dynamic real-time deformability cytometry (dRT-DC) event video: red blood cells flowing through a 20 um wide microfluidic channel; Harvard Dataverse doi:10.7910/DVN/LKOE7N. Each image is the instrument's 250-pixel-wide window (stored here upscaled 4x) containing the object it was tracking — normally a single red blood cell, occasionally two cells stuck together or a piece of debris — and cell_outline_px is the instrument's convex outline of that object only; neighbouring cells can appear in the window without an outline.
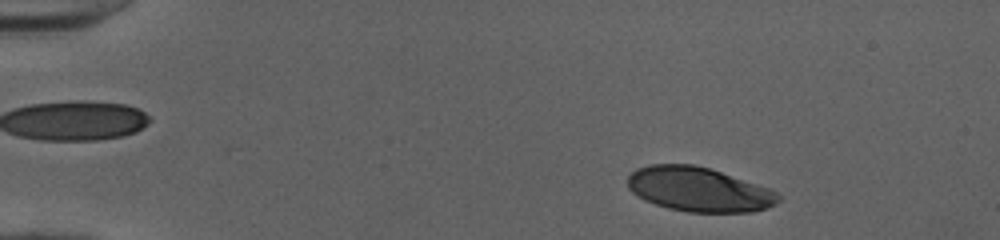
{"species": "human", "species_latin": "Homo sapiens", "temperature_condition": "cold", "stored_images_in_passage": 42, "camera_frame_rate_fps": 3000, "um_per_image_px": 0.085, "donor": {"sex": "female"}, "frame": {"image": 1, "passage_image": 5, "time_ms": 1.333, "image_size_px": [1000, 240], "cell_outline_px": [[780, 200], [776, 204], [768, 208], [752, 212], [688, 212], [668, 208], [644, 200], [632, 192], [628, 188], [628, 176], [636, 168], [648, 164], [692, 164], [708, 168], [768, 188], [776, 192], [780, 196]], "centroid_in_image_um": [59.37, 16.1], "position_along_channel_um": 25.6, "area_um2": 38.84}}
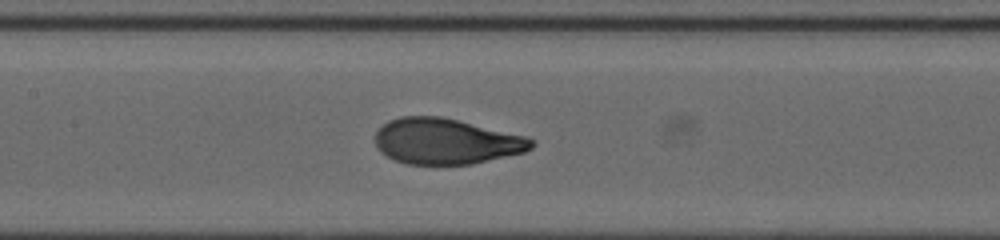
{"frame": {"image": 2, "passage_image": 23, "time_ms": 7.333, "image_size_px": [1000, 240], "cell_outline_px": [[536, 144], [532, 148], [524, 152], [472, 164], [408, 164], [396, 160], [380, 152], [376, 148], [376, 132], [388, 120], [400, 116], [440, 116], [528, 136], [536, 140]], "centroid_in_image_um": [37.95, 12.0], "position_along_channel_um": 169.5, "area_um2": 41.73}}
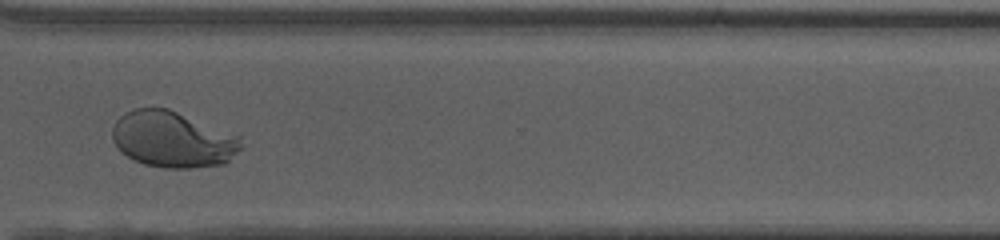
{"frame": {"image": 3, "passage_image": 37, "time_ms": 12.0, "image_size_px": [1000, 240], "cell_outline_px": [[244, 148], [224, 164], [192, 168], [164, 168], [144, 164], [128, 156], [112, 140], [112, 128], [116, 120], [124, 112], [132, 108], [168, 108], [240, 136]], "centroid_in_image_um": [14.71, 11.85], "position_along_channel_um": 355.9, "area_um2": 42.19}, "authors_computed_cell_mechanics": {"area_um2": 41.4426, "velocity_mm_per_s": 4.0039, "shape_relaxation_time_tau1_ms": 3.999, "shape_relaxation_time_tau2_ms": null, "deformation_change_tau1": 0.2179, "deformation_change_tau2": null}}